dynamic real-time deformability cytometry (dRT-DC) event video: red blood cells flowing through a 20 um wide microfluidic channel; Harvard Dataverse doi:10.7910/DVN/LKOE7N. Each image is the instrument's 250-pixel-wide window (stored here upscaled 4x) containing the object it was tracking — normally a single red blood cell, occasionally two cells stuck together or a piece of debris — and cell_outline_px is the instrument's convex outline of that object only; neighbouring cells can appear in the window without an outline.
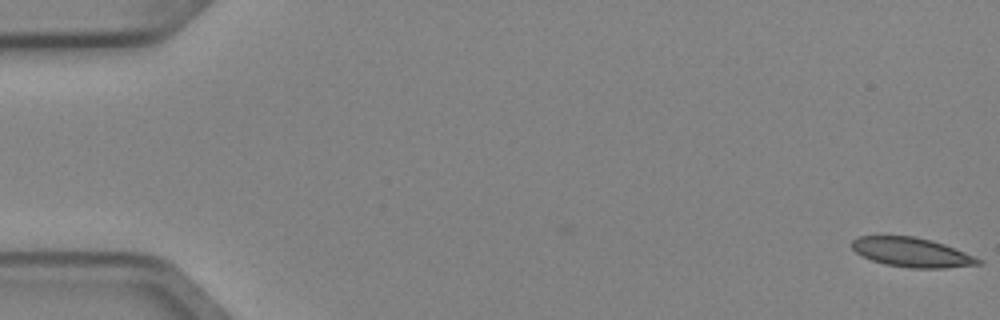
{"species": "Egyptian fruit bat (a non-hibernating species)", "species_latin": "Rousettus aegyptiacus", "temperature_condition": "cold", "stored_images_in_passage": 3, "camera_frame_rate_fps": 3000, "um_per_image_px": 0.085, "animal": {"sex": "female"}, "frame": {"image": 1, "passage_image": 1, "time_ms": 0.0, "image_size_px": [1000, 320], "cell_outline_px": [[984, 264], [944, 268], [912, 268], [884, 264], [872, 260], [856, 252], [852, 248], [852, 240], [860, 236], [912, 236], [932, 240], [944, 244], [984, 260]], "centroid_in_image_um": [77.54, 21.45], "position_along_channel_um": 7.5, "area_um2": 21.56}}